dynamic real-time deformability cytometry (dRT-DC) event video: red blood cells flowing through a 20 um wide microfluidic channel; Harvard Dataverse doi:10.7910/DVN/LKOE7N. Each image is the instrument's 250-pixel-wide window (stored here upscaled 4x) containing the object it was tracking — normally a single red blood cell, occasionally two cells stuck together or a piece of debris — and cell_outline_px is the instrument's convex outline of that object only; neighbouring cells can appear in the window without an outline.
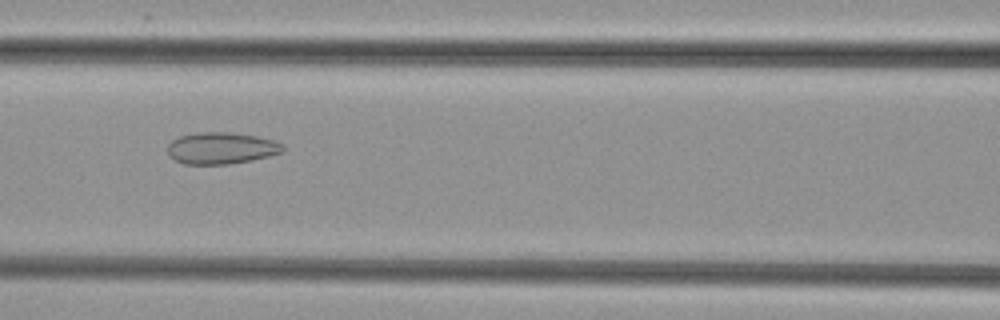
{"species": "common noctule bat (a hibernating species)", "species_latin": "Nyctalus noctula", "temperature_condition": "cold", "stored_images_in_passage": 45, "camera_frame_rate_fps": 3000, "um_per_image_px": 0.085, "animal": {"sex": "female", "body_mass_g": 29.2, "forearm_length_mm": 56.3}, "frame": {"image": 1, "passage_image": 16, "time_ms": 5.0, "image_size_px": [1000, 320], "cell_outline_px": [[284, 152], [252, 160], [228, 164], [184, 164], [168, 156], [168, 144], [172, 140], [180, 136], [196, 132], [228, 132], [256, 136], [276, 140], [284, 144]], "centroid_in_image_um": [18.83, 12.59], "position_along_channel_um": 147.8, "area_um2": 21.44}}
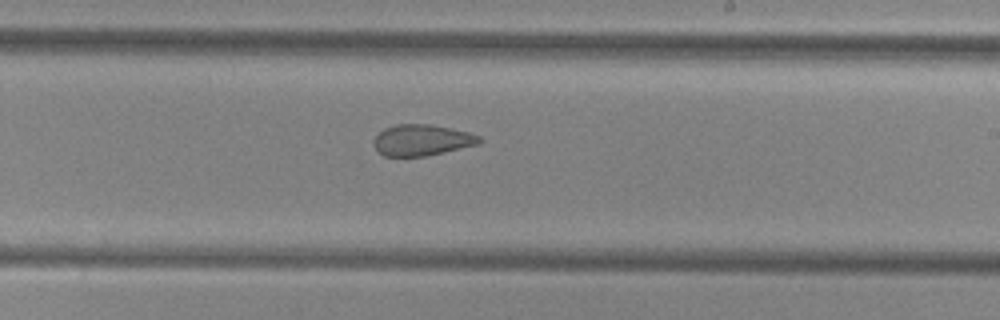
{"frame": {"image": 2, "passage_image": 24, "time_ms": 7.667, "image_size_px": [1000, 320], "cell_outline_px": [[484, 140], [480, 144], [444, 152], [424, 156], [384, 156], [372, 144], [372, 140], [384, 128], [396, 124], [428, 124], [468, 132], [480, 136]], "centroid_in_image_um": [35.86, 11.91], "position_along_channel_um": 253.1, "area_um2": 19.13}}
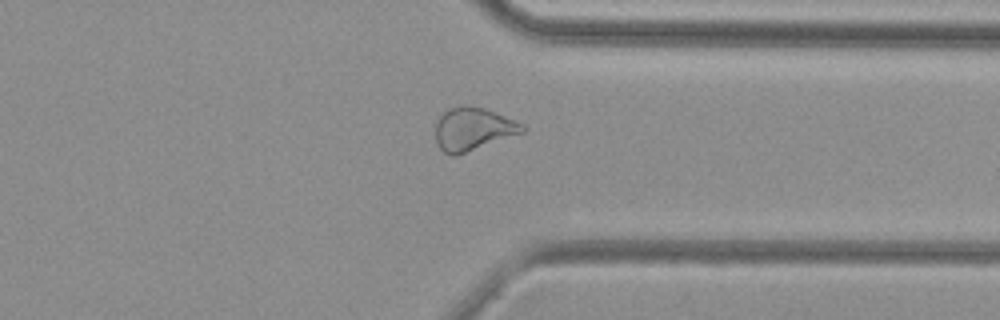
{"frame": {"image": 3, "passage_image": 33, "time_ms": 10.667, "image_size_px": [1000, 320], "cell_outline_px": [[528, 128], [524, 132], [456, 156], [452, 156], [444, 152], [436, 144], [436, 120], [448, 108], [460, 104], [464, 104], [484, 108], [524, 124]], "centroid_in_image_um": [40.19, 10.96], "position_along_channel_um": 371.2, "area_um2": 21.91}}